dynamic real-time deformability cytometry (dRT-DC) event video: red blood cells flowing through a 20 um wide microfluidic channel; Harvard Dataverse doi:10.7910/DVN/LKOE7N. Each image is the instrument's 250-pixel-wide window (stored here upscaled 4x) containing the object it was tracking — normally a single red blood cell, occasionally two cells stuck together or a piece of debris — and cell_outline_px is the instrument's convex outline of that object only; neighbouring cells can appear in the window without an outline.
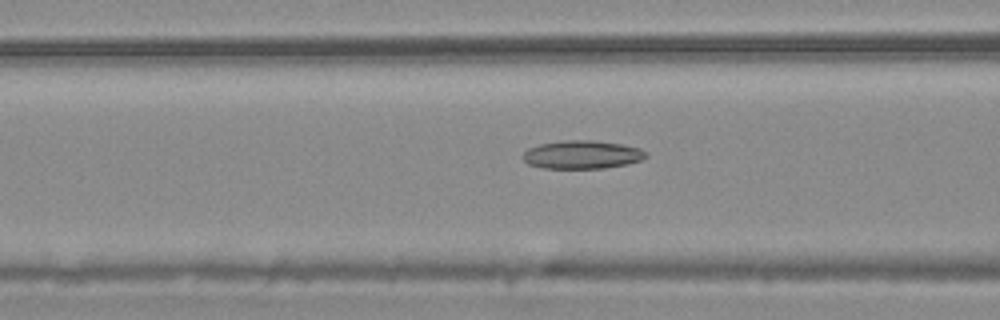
{"species": "common noctule bat (a hibernating species)", "species_latin": "Nyctalus noctula", "temperature_condition": "warm", "stored_images_in_passage": 36, "camera_frame_rate_fps": 3000, "um_per_image_px": 0.085, "animal": {"sex": "male", "body_mass_g": 20.4}, "frame": {"image": 1, "passage_image": 14, "time_ms": 4.333, "image_size_px": [1000, 320], "cell_outline_px": [[648, 156], [640, 160], [628, 164], [604, 168], [544, 168], [528, 164], [520, 156], [528, 148], [540, 144], [564, 140], [592, 140], [620, 144], [640, 148], [648, 152]], "centroid_in_image_um": [49.47, 13.14], "position_along_channel_um": 117.1, "area_um2": 20.35}}
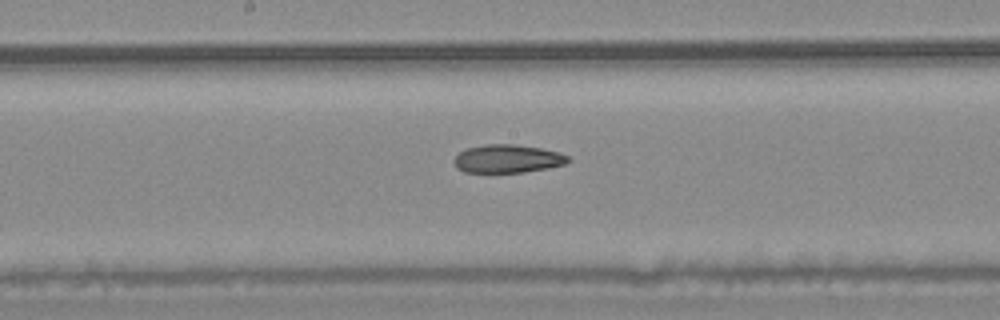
{"frame": {"image": 2, "passage_image": 21, "time_ms": 6.667, "image_size_px": [1000, 320], "cell_outline_px": [[572, 160], [564, 164], [548, 168], [524, 172], [464, 172], [456, 168], [452, 160], [464, 148], [488, 144], [512, 144], [540, 148], [556, 152], [568, 156]], "centroid_in_image_um": [43.1, 13.49], "position_along_channel_um": 205.1, "area_um2": 18.73}}
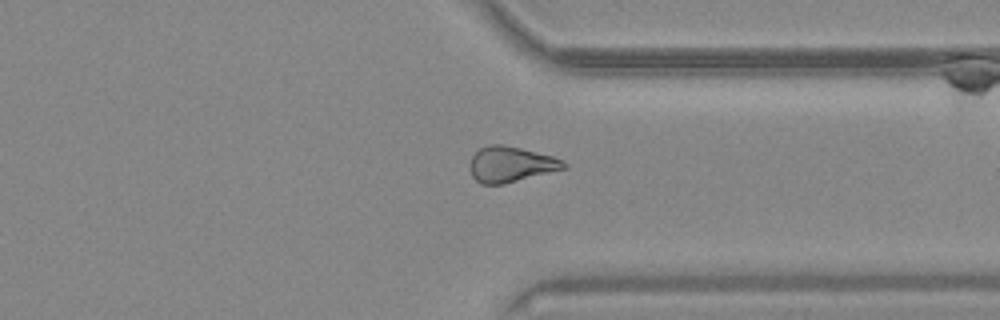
{"frame": {"image": 3, "passage_image": 34, "time_ms": 11.0, "image_size_px": [1000, 320], "cell_outline_px": [[568, 168], [504, 184], [480, 184], [472, 176], [468, 164], [472, 156], [480, 148], [488, 144], [500, 144], [520, 148], [552, 156], [564, 160], [568, 164]], "centroid_in_image_um": [43.42, 13.97], "position_along_channel_um": 368.0, "area_um2": 19.65}}